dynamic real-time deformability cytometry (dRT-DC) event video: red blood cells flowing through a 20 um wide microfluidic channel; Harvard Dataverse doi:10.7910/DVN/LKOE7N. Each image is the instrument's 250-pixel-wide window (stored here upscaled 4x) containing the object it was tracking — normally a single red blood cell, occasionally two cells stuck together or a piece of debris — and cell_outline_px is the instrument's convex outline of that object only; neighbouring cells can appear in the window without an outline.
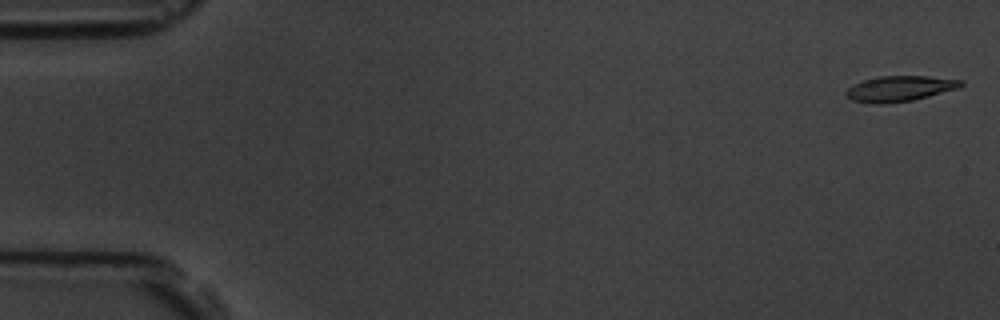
{"species": "common noctule bat (a hibernating species)", "species_latin": "Nyctalus noctula", "temperature_condition": "room temperature", "stored_images_in_passage": 5, "camera_frame_rate_fps": 3000, "um_per_image_px": 0.085, "animal": {"sex": "male", "body_mass_g": 19.5, "forearm_length_mm": 54.6}, "frame": {"image": 1, "passage_image": 1, "time_ms": 0.0, "image_size_px": [1000, 320], "cell_outline_px": [[964, 84], [960, 88], [912, 100], [888, 104], [868, 104], [852, 100], [844, 92], [852, 84], [876, 76], [928, 76], [964, 80]], "centroid_in_image_um": [76.47, 7.53], "position_along_channel_um": 8.5, "area_um2": 17.34}}
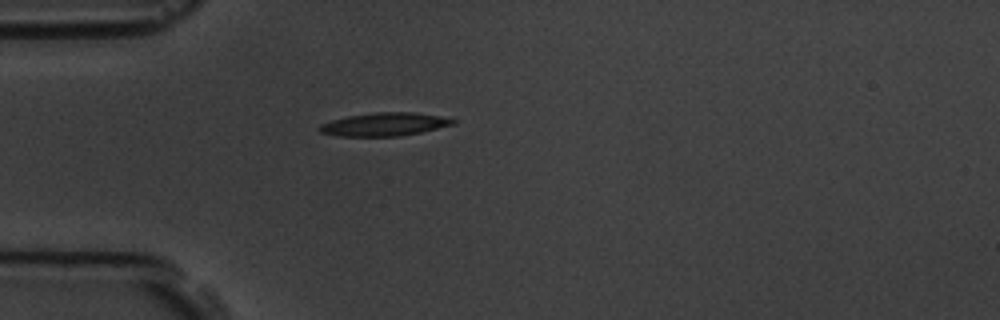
{"frame": {"image": 2, "passage_image": 5, "time_ms": 4.667, "image_size_px": [1000, 320], "cell_outline_px": [[456, 124], [420, 132], [400, 136], [336, 136], [320, 132], [316, 128], [320, 124], [332, 120], [348, 116], [376, 112], [412, 112], [440, 116], [456, 120]], "centroid_in_image_um": [32.65, 10.57], "position_along_channel_um": 52.4, "area_um2": 18.03}}